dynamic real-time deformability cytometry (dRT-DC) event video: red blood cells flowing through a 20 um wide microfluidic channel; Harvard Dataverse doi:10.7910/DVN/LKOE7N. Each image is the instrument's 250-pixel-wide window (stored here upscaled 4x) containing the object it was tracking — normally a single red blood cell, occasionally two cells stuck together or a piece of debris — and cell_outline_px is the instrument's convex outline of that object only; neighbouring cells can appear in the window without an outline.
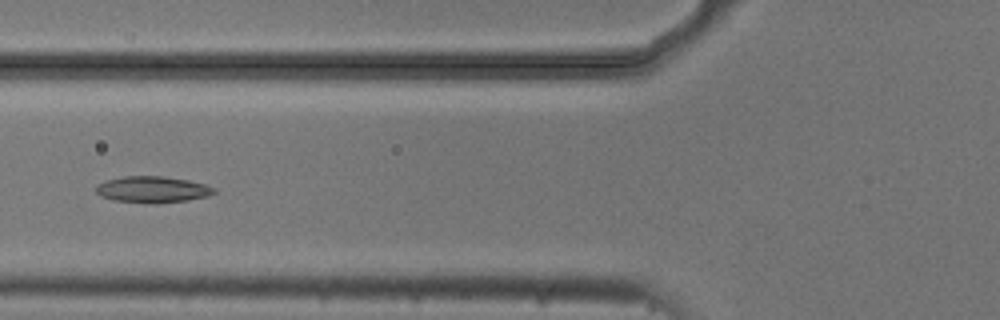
{"species": "common noctule bat (a hibernating species)", "species_latin": "Nyctalus noctula", "temperature_condition": "cold", "stored_images_in_passage": 5, "camera_frame_rate_fps": 3000, "um_per_image_px": 0.085, "animal": {"sex": "male", "body_mass_g": 20.5, "forearm_length_mm": 52.5}, "frame": {"image": 1, "passage_image": 5, "time_ms": 1.333, "image_size_px": [1000, 320], "cell_outline_px": [[216, 192], [208, 196], [188, 200], [156, 204], [112, 200], [100, 196], [96, 192], [96, 188], [100, 184], [108, 180], [124, 176], [164, 176], [188, 180], [204, 184], [216, 188]], "centroid_in_image_um": [12.99, 16.11], "position_along_channel_um": 112.8, "area_um2": 18.15}}